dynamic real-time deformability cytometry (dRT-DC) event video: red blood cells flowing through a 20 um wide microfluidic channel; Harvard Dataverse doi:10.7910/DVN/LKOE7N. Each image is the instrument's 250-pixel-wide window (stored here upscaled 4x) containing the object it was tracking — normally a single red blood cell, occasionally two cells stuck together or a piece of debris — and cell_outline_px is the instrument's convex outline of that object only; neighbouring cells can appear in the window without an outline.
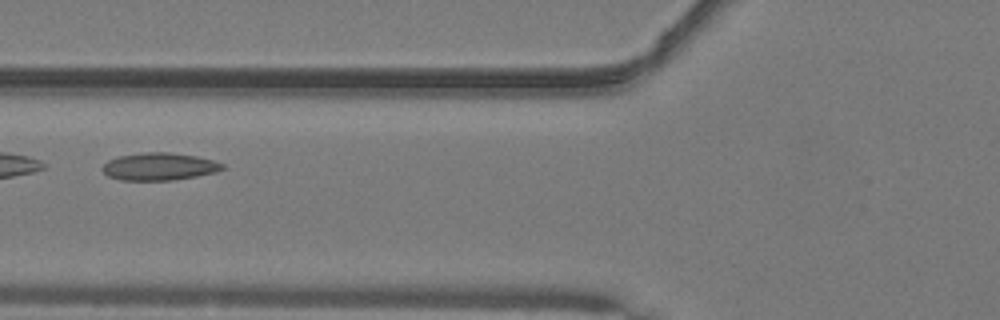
{"species": "common noctule bat (a hibernating species)", "species_latin": "Nyctalus noctula", "temperature_condition": "warm", "stored_images_in_passage": 50, "camera_frame_rate_fps": 3000, "um_per_image_px": 0.085, "animal": {"sex": "male", "body_mass_g": 19.2, "forearm_length_mm": 51.8}, "frame": {"image": 1, "passage_image": 21, "time_ms": 6.667, "image_size_px": [1000, 320], "cell_outline_px": [[224, 168], [216, 172], [196, 176], [172, 180], [120, 180], [108, 176], [100, 168], [108, 160], [116, 156], [144, 152], [168, 152], [196, 156], [212, 160], [224, 164]], "centroid_in_image_um": [13.5, 14.15], "position_along_channel_um": 112.3, "area_um2": 19.25}}
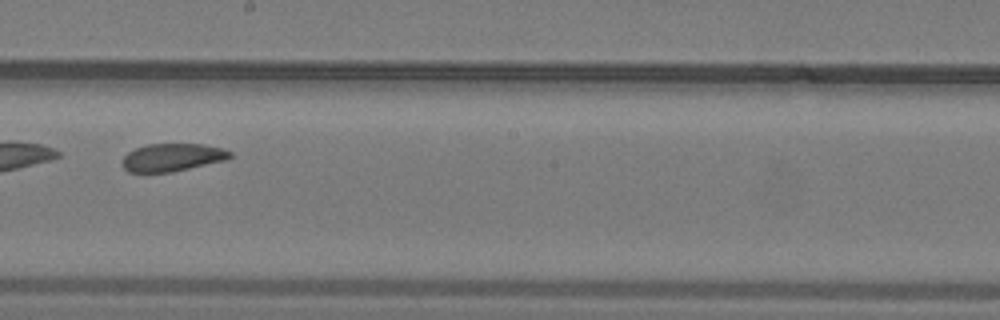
{"frame": {"image": 2, "passage_image": 30, "time_ms": 9.667, "image_size_px": [1000, 320], "cell_outline_px": [[232, 156], [228, 160], [172, 172], [128, 172], [120, 164], [124, 156], [128, 152], [136, 148], [148, 144], [204, 144], [220, 148], [232, 152]], "centroid_in_image_um": [14.65, 13.38], "position_along_channel_um": 233.6, "area_um2": 17.57}}
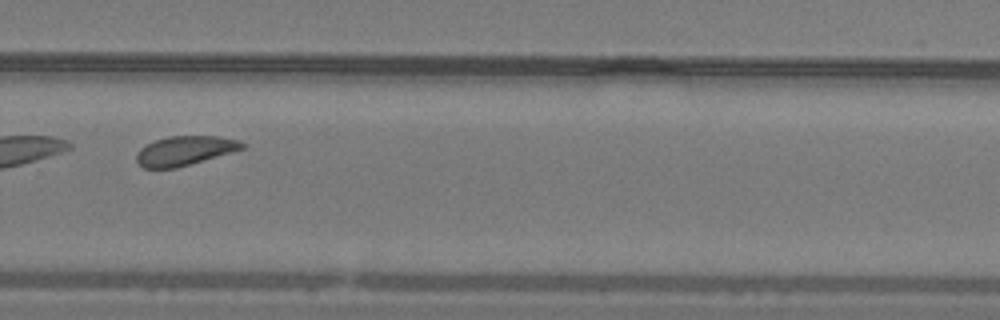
{"frame": {"image": 3, "passage_image": 36, "time_ms": 11.667, "image_size_px": [1000, 320], "cell_outline_px": [[244, 148], [232, 152], [176, 168], [144, 168], [136, 160], [136, 152], [140, 148], [156, 140], [168, 136], [216, 136], [236, 140], [244, 144]], "centroid_in_image_um": [15.67, 12.81], "position_along_channel_um": 314.1, "area_um2": 17.8}, "authors_computed_cell_mechanics": {"area_um2": 20.8658, "velocity_mm_per_s": 4.0408, "shape_relaxation_time_tau1_ms": 4.0506, "shape_relaxation_time_tau2_ms": 2.6115, "deformation_change_tau1": 0.0961, "deformation_change_tau2": 0.069}}